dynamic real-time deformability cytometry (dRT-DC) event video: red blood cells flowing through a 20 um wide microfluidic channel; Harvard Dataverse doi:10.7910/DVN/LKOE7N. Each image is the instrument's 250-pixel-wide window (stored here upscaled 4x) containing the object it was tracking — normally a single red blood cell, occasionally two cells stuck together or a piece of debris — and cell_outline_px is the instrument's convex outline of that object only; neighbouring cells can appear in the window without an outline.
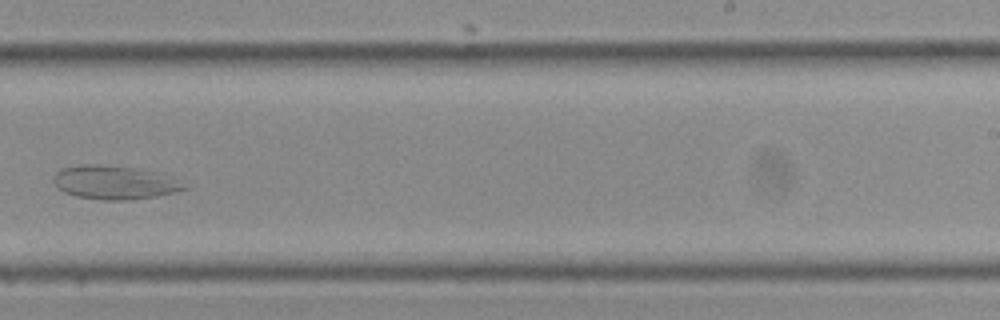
{"species": "Egyptian fruit bat (a non-hibernating species)", "species_latin": "Rousettus aegyptiacus", "temperature_condition": "cold", "stored_images_in_passage": 22, "camera_frame_rate_fps": 3000, "um_per_image_px": 0.085, "frame": {"image": 1, "passage_image": 19, "time_ms": 6.0, "image_size_px": [1000, 320], "cell_outline_px": [[192, 184], [188, 188], [156, 196], [128, 200], [100, 200], [76, 196], [64, 192], [56, 188], [52, 180], [52, 176], [60, 168], [76, 164], [96, 164], [136, 168], [156, 172], [172, 176]], "centroid_in_image_um": [9.74, 15.5], "position_along_channel_um": 279.3, "area_um2": 26.24}}